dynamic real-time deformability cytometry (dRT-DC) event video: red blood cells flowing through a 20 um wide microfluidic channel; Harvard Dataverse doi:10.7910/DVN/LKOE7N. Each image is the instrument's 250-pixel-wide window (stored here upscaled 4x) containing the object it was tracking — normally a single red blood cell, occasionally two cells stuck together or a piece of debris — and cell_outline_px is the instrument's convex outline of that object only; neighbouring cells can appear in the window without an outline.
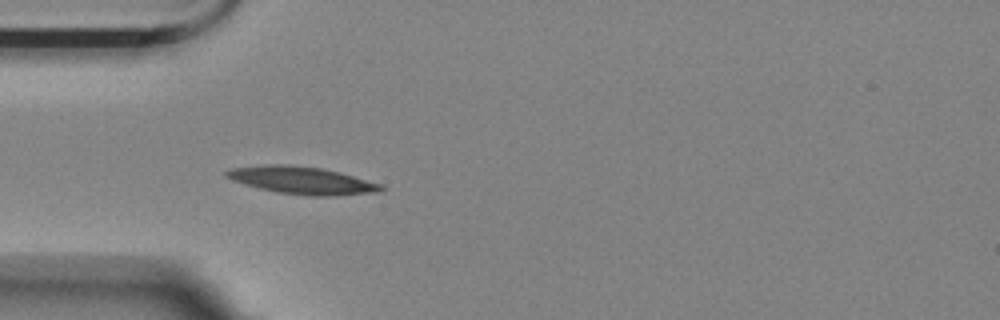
{"species": "Egyptian fruit bat (a non-hibernating species)", "species_latin": "Rousettus aegyptiacus", "temperature_condition": "room temperature", "stored_images_in_passage": 4, "camera_frame_rate_fps": 3000, "um_per_image_px": 0.085, "animal": {"sex": "female"}, "frame": {"image": 1, "passage_image": 4, "time_ms": 1.0, "image_size_px": [1000, 320], "cell_outline_px": [[384, 188], [380, 192], [336, 196], [312, 196], [276, 192], [244, 184], [232, 180], [224, 176], [224, 172], [232, 168], [272, 164], [288, 164], [320, 168], [340, 172], [384, 184]], "centroid_in_image_um": [25.72, 15.33], "position_along_channel_um": 59.3, "area_um2": 24.85}}